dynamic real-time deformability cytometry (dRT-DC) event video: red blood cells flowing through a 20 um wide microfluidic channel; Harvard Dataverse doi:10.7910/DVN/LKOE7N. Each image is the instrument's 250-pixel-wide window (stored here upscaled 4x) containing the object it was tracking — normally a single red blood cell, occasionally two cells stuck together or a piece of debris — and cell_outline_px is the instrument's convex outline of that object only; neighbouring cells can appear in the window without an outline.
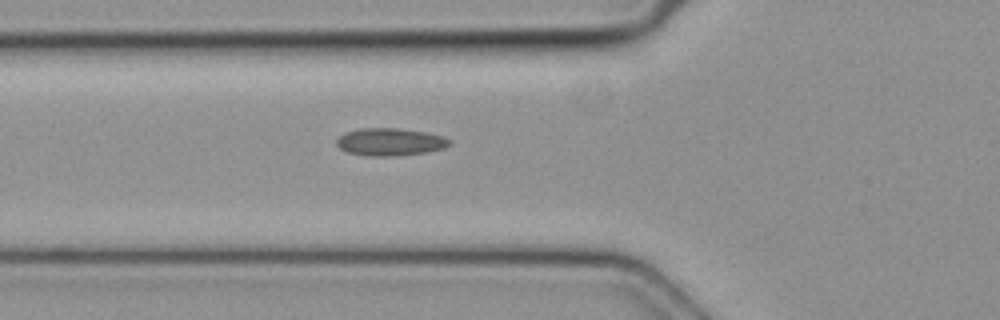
{"species": "common noctule bat (a hibernating species)", "species_latin": "Nyctalus noctula", "temperature_condition": "cold", "stored_images_in_passage": 36, "camera_frame_rate_fps": 3000, "um_per_image_px": 0.085, "animal": {"sex": "female", "body_mass_g": 19.3, "forearm_length_mm": 54.1}, "frame": {"image": 1, "passage_image": 2, "time_ms": 0.333, "image_size_px": [1000, 320], "cell_outline_px": [[452, 144], [444, 148], [428, 152], [396, 156], [372, 156], [348, 152], [340, 148], [336, 144], [336, 140], [344, 132], [360, 128], [400, 128], [428, 132], [444, 136], [452, 140]], "centroid_in_image_um": [33.21, 12.05], "position_along_channel_um": 92.6, "area_um2": 18.38}}
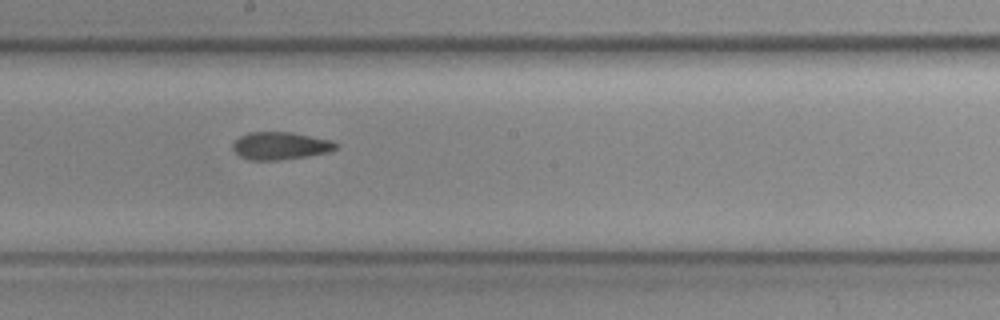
{"frame": {"image": 2, "passage_image": 12, "time_ms": 3.667, "image_size_px": [1000, 320], "cell_outline_px": [[340, 148], [332, 152], [308, 156], [276, 160], [252, 160], [240, 156], [232, 148], [232, 144], [240, 136], [248, 132], [292, 132], [332, 140], [340, 144]], "centroid_in_image_um": [23.91, 12.39], "position_along_channel_um": 224.3, "area_um2": 16.82}}
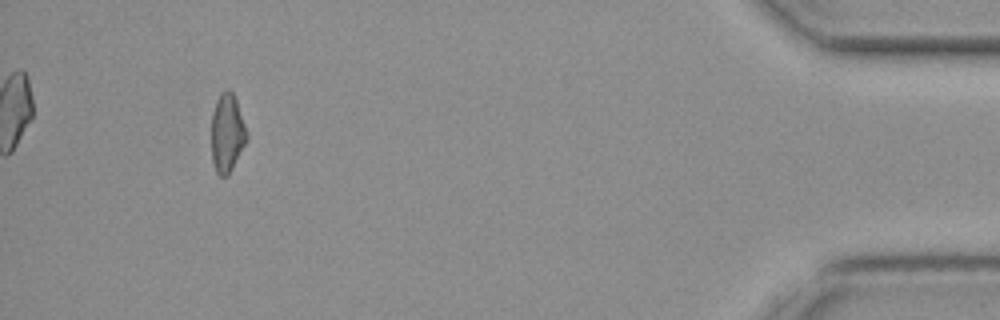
{"frame": {"image": 3, "passage_image": 32, "time_ms": 10.333, "image_size_px": [1000, 320], "cell_outline_px": [[248, 140], [228, 176], [220, 176], [216, 172], [212, 160], [212, 112], [216, 100], [220, 92], [228, 88], [232, 92], [236, 100], [248, 136]], "centroid_in_image_um": [19.3, 11.31], "position_along_channel_um": 415.9, "area_um2": 16.18}}